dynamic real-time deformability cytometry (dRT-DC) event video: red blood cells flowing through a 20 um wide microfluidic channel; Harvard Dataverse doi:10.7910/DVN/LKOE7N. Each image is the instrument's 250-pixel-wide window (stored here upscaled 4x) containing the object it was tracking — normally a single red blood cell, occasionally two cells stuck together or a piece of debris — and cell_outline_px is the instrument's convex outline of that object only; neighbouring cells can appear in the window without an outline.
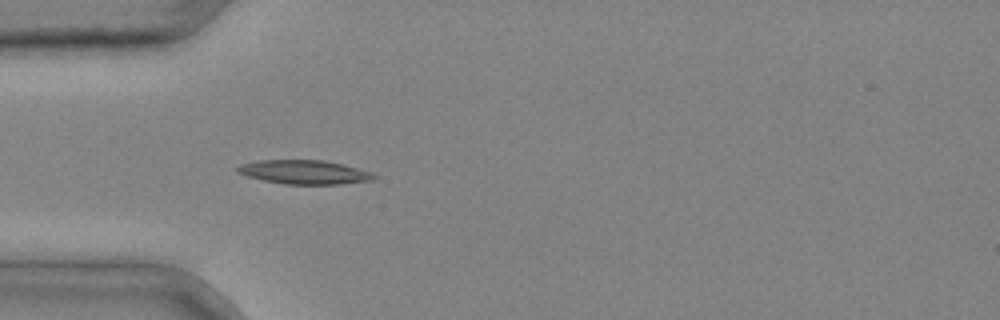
{"species": "common noctule bat (a hibernating species)", "species_latin": "Nyctalus noctula", "temperature_condition": "cold", "stored_images_in_passage": 4, "camera_frame_rate_fps": 3000, "um_per_image_px": 0.085, "animal": {"sex": "male", "body_mass_g": 20.4}, "frame": {"image": 1, "passage_image": 4, "time_ms": 1.0, "image_size_px": [1000, 320], "cell_outline_px": [[376, 176], [372, 180], [340, 184], [284, 184], [264, 180], [248, 176], [236, 172], [236, 168], [240, 164], [260, 160], [324, 160], [372, 172]], "centroid_in_image_um": [25.84, 14.63], "position_along_channel_um": 59.2, "area_um2": 18.84}}